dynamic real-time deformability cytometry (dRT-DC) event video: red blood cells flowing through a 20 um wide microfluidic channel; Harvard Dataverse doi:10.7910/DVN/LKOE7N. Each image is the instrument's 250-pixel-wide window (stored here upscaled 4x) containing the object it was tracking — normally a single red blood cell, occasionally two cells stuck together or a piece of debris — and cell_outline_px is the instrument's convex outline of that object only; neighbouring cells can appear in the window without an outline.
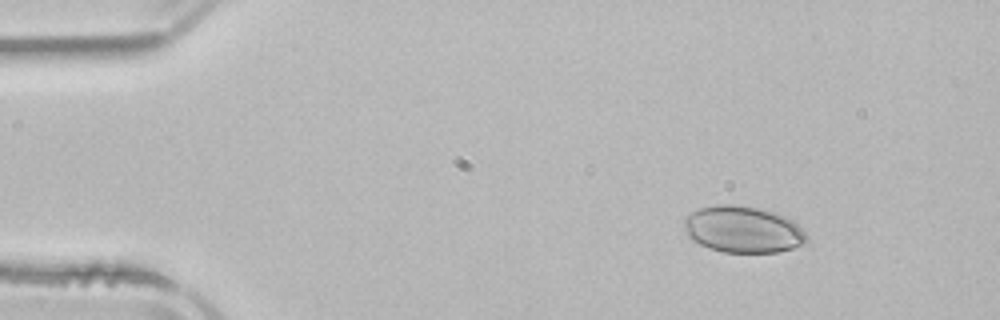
{"species": "common noctule bat (a hibernating species)", "species_latin": "Nyctalus noctula", "temperature_condition": "room temperature", "stored_images_in_passage": 4, "camera_frame_rate_fps": 3000, "um_per_image_px": 0.085, "animal": {"sex": "male", "body_mass_g": 21.5, "forearm_length_mm": 52.0}, "frame": {"image": 1, "passage_image": 2, "time_ms": 1.333, "image_size_px": [1000, 320], "cell_outline_px": [[808, 240], [804, 244], [792, 248], [776, 252], [724, 252], [708, 248], [692, 240], [688, 236], [684, 228], [684, 216], [700, 208], [716, 204], [736, 204], [756, 208], [772, 212], [784, 216], [792, 220], [808, 236]], "centroid_in_image_um": [63.12, 19.5], "position_along_channel_um": 21.9, "area_um2": 33.23}}